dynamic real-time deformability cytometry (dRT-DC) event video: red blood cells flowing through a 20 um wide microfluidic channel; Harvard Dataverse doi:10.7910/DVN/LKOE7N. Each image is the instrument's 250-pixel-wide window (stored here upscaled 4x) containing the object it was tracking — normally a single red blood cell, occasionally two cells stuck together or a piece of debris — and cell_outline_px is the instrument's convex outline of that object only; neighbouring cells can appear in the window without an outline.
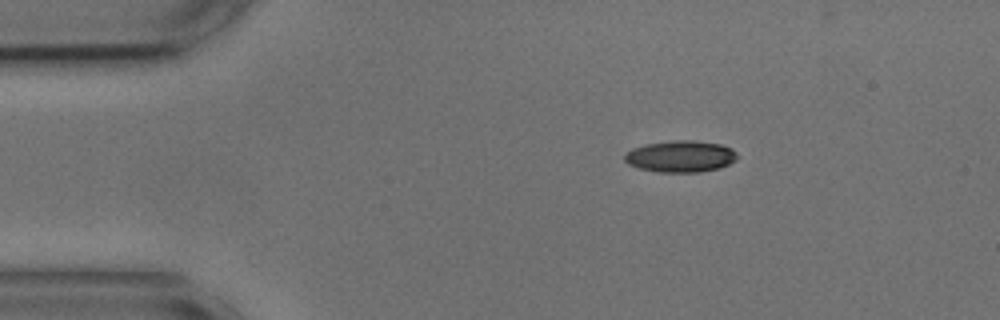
{"species": "common noctule bat (a hibernating species)", "species_latin": "Nyctalus noctula", "temperature_condition": "cold", "stored_images_in_passage": 7, "camera_frame_rate_fps": 3000, "um_per_image_px": 0.085, "animal": {"sex": "male", "body_mass_g": 17.9, "forearm_length_mm": 54.2}, "frame": {"image": 1, "passage_image": 1, "time_ms": 0.0, "image_size_px": [1000, 320], "cell_outline_px": [[736, 160], [720, 168], [700, 172], [656, 172], [640, 168], [628, 164], [624, 160], [624, 156], [632, 148], [644, 144], [672, 140], [696, 140], [720, 144], [732, 148], [736, 152]], "centroid_in_image_um": [57.84, 13.28], "position_along_channel_um": 27.2, "area_um2": 20.87}}